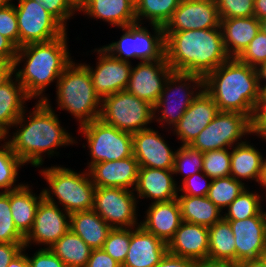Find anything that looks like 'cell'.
<instances>
[{
    "mask_svg": "<svg viewBox=\"0 0 266 267\" xmlns=\"http://www.w3.org/2000/svg\"><path fill=\"white\" fill-rule=\"evenodd\" d=\"M202 173L200 172L195 173L192 176L188 177L187 179L183 180L182 181L183 187H181L179 191H183L184 192L183 195H188V196H207L212 180L209 183H206L205 178L206 177L210 178V177H208L204 172ZM200 179L201 180L203 179L205 181L204 182L205 184L204 183L199 184L201 183Z\"/></svg>",
    "mask_w": 266,
    "mask_h": 267,
    "instance_id": "47",
    "label": "cell"
},
{
    "mask_svg": "<svg viewBox=\"0 0 266 267\" xmlns=\"http://www.w3.org/2000/svg\"><path fill=\"white\" fill-rule=\"evenodd\" d=\"M39 99L27 124L24 122V111L14 123L17 126L20 124L19 131L17 130L13 138L7 141L12 151L24 164L30 162L35 167L43 164L41 155L43 152L53 155V149L57 146L75 143L70 134L60 126L47 97H39ZM23 122L24 124L21 125Z\"/></svg>",
    "mask_w": 266,
    "mask_h": 267,
    "instance_id": "3",
    "label": "cell"
},
{
    "mask_svg": "<svg viewBox=\"0 0 266 267\" xmlns=\"http://www.w3.org/2000/svg\"><path fill=\"white\" fill-rule=\"evenodd\" d=\"M9 1L11 2V0H0V8L3 7Z\"/></svg>",
    "mask_w": 266,
    "mask_h": 267,
    "instance_id": "65",
    "label": "cell"
},
{
    "mask_svg": "<svg viewBox=\"0 0 266 267\" xmlns=\"http://www.w3.org/2000/svg\"><path fill=\"white\" fill-rule=\"evenodd\" d=\"M52 15L64 28L68 20L78 8L71 0H34ZM74 11V12H73Z\"/></svg>",
    "mask_w": 266,
    "mask_h": 267,
    "instance_id": "46",
    "label": "cell"
},
{
    "mask_svg": "<svg viewBox=\"0 0 266 267\" xmlns=\"http://www.w3.org/2000/svg\"><path fill=\"white\" fill-rule=\"evenodd\" d=\"M260 184L264 186L266 184V158L263 159L262 165V175L260 179Z\"/></svg>",
    "mask_w": 266,
    "mask_h": 267,
    "instance_id": "60",
    "label": "cell"
},
{
    "mask_svg": "<svg viewBox=\"0 0 266 267\" xmlns=\"http://www.w3.org/2000/svg\"><path fill=\"white\" fill-rule=\"evenodd\" d=\"M146 213V219L140 222V226L168 244L182 222L177 199L153 202Z\"/></svg>",
    "mask_w": 266,
    "mask_h": 267,
    "instance_id": "25",
    "label": "cell"
},
{
    "mask_svg": "<svg viewBox=\"0 0 266 267\" xmlns=\"http://www.w3.org/2000/svg\"><path fill=\"white\" fill-rule=\"evenodd\" d=\"M86 0H71V2L79 8Z\"/></svg>",
    "mask_w": 266,
    "mask_h": 267,
    "instance_id": "63",
    "label": "cell"
},
{
    "mask_svg": "<svg viewBox=\"0 0 266 267\" xmlns=\"http://www.w3.org/2000/svg\"><path fill=\"white\" fill-rule=\"evenodd\" d=\"M56 85L60 109L75 116L80 126L99 119L102 100L96 94L90 73L83 64L76 65L72 61Z\"/></svg>",
    "mask_w": 266,
    "mask_h": 267,
    "instance_id": "5",
    "label": "cell"
},
{
    "mask_svg": "<svg viewBox=\"0 0 266 267\" xmlns=\"http://www.w3.org/2000/svg\"><path fill=\"white\" fill-rule=\"evenodd\" d=\"M138 23L140 22L122 27V31H125V33L120 40L112 42L103 48L121 61L129 62L128 58L131 57L138 58L142 62L162 60L165 57L163 26L152 24L155 35L151 36L150 32Z\"/></svg>",
    "mask_w": 266,
    "mask_h": 267,
    "instance_id": "8",
    "label": "cell"
},
{
    "mask_svg": "<svg viewBox=\"0 0 266 267\" xmlns=\"http://www.w3.org/2000/svg\"><path fill=\"white\" fill-rule=\"evenodd\" d=\"M28 260L31 267H66L49 248L45 247L34 253L33 257H28Z\"/></svg>",
    "mask_w": 266,
    "mask_h": 267,
    "instance_id": "48",
    "label": "cell"
},
{
    "mask_svg": "<svg viewBox=\"0 0 266 267\" xmlns=\"http://www.w3.org/2000/svg\"><path fill=\"white\" fill-rule=\"evenodd\" d=\"M2 192H0V243H24V236L13 222L10 210V191Z\"/></svg>",
    "mask_w": 266,
    "mask_h": 267,
    "instance_id": "41",
    "label": "cell"
},
{
    "mask_svg": "<svg viewBox=\"0 0 266 267\" xmlns=\"http://www.w3.org/2000/svg\"><path fill=\"white\" fill-rule=\"evenodd\" d=\"M133 156L139 166L173 170L175 152L170 150L158 131L151 128L132 134Z\"/></svg>",
    "mask_w": 266,
    "mask_h": 267,
    "instance_id": "19",
    "label": "cell"
},
{
    "mask_svg": "<svg viewBox=\"0 0 266 267\" xmlns=\"http://www.w3.org/2000/svg\"><path fill=\"white\" fill-rule=\"evenodd\" d=\"M240 267H266V259L264 257L257 259H248L239 262Z\"/></svg>",
    "mask_w": 266,
    "mask_h": 267,
    "instance_id": "58",
    "label": "cell"
},
{
    "mask_svg": "<svg viewBox=\"0 0 266 267\" xmlns=\"http://www.w3.org/2000/svg\"><path fill=\"white\" fill-rule=\"evenodd\" d=\"M173 170L139 167L136 186L138 198H153L154 202H167L177 198L175 181L171 176Z\"/></svg>",
    "mask_w": 266,
    "mask_h": 267,
    "instance_id": "24",
    "label": "cell"
},
{
    "mask_svg": "<svg viewBox=\"0 0 266 267\" xmlns=\"http://www.w3.org/2000/svg\"><path fill=\"white\" fill-rule=\"evenodd\" d=\"M66 32L57 39L43 43H32L17 49L15 69L26 60L25 68L15 74L25 93L34 98L43 96L45 88L58 80L65 68L72 62L67 50ZM26 57V58H25Z\"/></svg>",
    "mask_w": 266,
    "mask_h": 267,
    "instance_id": "4",
    "label": "cell"
},
{
    "mask_svg": "<svg viewBox=\"0 0 266 267\" xmlns=\"http://www.w3.org/2000/svg\"><path fill=\"white\" fill-rule=\"evenodd\" d=\"M90 149L91 165L133 156L132 133L118 130L100 119L80 126Z\"/></svg>",
    "mask_w": 266,
    "mask_h": 267,
    "instance_id": "9",
    "label": "cell"
},
{
    "mask_svg": "<svg viewBox=\"0 0 266 267\" xmlns=\"http://www.w3.org/2000/svg\"><path fill=\"white\" fill-rule=\"evenodd\" d=\"M256 72H257V78H258V86H259L260 91L262 93L266 89V84L263 86L260 84L261 79L266 81V62L259 64L256 67Z\"/></svg>",
    "mask_w": 266,
    "mask_h": 267,
    "instance_id": "59",
    "label": "cell"
},
{
    "mask_svg": "<svg viewBox=\"0 0 266 267\" xmlns=\"http://www.w3.org/2000/svg\"><path fill=\"white\" fill-rule=\"evenodd\" d=\"M177 201L184 222L211 227L223 216L219 209L207 196L178 195ZM221 216V217H220Z\"/></svg>",
    "mask_w": 266,
    "mask_h": 267,
    "instance_id": "30",
    "label": "cell"
},
{
    "mask_svg": "<svg viewBox=\"0 0 266 267\" xmlns=\"http://www.w3.org/2000/svg\"><path fill=\"white\" fill-rule=\"evenodd\" d=\"M220 19L254 16V0H215Z\"/></svg>",
    "mask_w": 266,
    "mask_h": 267,
    "instance_id": "43",
    "label": "cell"
},
{
    "mask_svg": "<svg viewBox=\"0 0 266 267\" xmlns=\"http://www.w3.org/2000/svg\"><path fill=\"white\" fill-rule=\"evenodd\" d=\"M183 81L184 83H182ZM186 81L190 83L191 82L194 83L193 84L194 88L196 84L197 88L195 89L204 88V78L202 76L197 75V74H190V73L172 72L166 80V83L164 85L163 91L161 92L159 100L153 106L154 107V118H155V111H157V109L159 110V108L164 107L161 110L162 116L156 119L157 121L159 122L165 121L170 126L171 125L175 126L179 122L181 117L184 115L188 107L191 105L192 101L198 96L197 93L194 95V92L191 90L187 91V89L189 90L191 86H189L188 83L186 84L185 83ZM177 82L182 83V84L180 85L178 84V87L176 85L174 87L175 90H173L171 85H175V83ZM171 90L173 91L171 92ZM175 95H178V96H175ZM172 97L173 98L176 97V98L172 99Z\"/></svg>",
    "mask_w": 266,
    "mask_h": 267,
    "instance_id": "13",
    "label": "cell"
},
{
    "mask_svg": "<svg viewBox=\"0 0 266 267\" xmlns=\"http://www.w3.org/2000/svg\"><path fill=\"white\" fill-rule=\"evenodd\" d=\"M17 49L9 39L0 34V58L3 61L14 63Z\"/></svg>",
    "mask_w": 266,
    "mask_h": 267,
    "instance_id": "52",
    "label": "cell"
},
{
    "mask_svg": "<svg viewBox=\"0 0 266 267\" xmlns=\"http://www.w3.org/2000/svg\"><path fill=\"white\" fill-rule=\"evenodd\" d=\"M153 118V105L126 90L102 99L99 119L118 130L133 134L148 129L146 125Z\"/></svg>",
    "mask_w": 266,
    "mask_h": 267,
    "instance_id": "7",
    "label": "cell"
},
{
    "mask_svg": "<svg viewBox=\"0 0 266 267\" xmlns=\"http://www.w3.org/2000/svg\"><path fill=\"white\" fill-rule=\"evenodd\" d=\"M79 10L121 28L137 22L133 0H86Z\"/></svg>",
    "mask_w": 266,
    "mask_h": 267,
    "instance_id": "27",
    "label": "cell"
},
{
    "mask_svg": "<svg viewBox=\"0 0 266 267\" xmlns=\"http://www.w3.org/2000/svg\"><path fill=\"white\" fill-rule=\"evenodd\" d=\"M198 267H240L239 262L234 260H222L207 258L198 262Z\"/></svg>",
    "mask_w": 266,
    "mask_h": 267,
    "instance_id": "54",
    "label": "cell"
},
{
    "mask_svg": "<svg viewBox=\"0 0 266 267\" xmlns=\"http://www.w3.org/2000/svg\"><path fill=\"white\" fill-rule=\"evenodd\" d=\"M43 198L37 208L32 228L24 237V247L29 246L33 240L34 243H44L50 248L70 229L71 214H64L54 202L53 196Z\"/></svg>",
    "mask_w": 266,
    "mask_h": 267,
    "instance_id": "14",
    "label": "cell"
},
{
    "mask_svg": "<svg viewBox=\"0 0 266 267\" xmlns=\"http://www.w3.org/2000/svg\"><path fill=\"white\" fill-rule=\"evenodd\" d=\"M130 244V229L112 228L102 249L123 266Z\"/></svg>",
    "mask_w": 266,
    "mask_h": 267,
    "instance_id": "42",
    "label": "cell"
},
{
    "mask_svg": "<svg viewBox=\"0 0 266 267\" xmlns=\"http://www.w3.org/2000/svg\"><path fill=\"white\" fill-rule=\"evenodd\" d=\"M237 59L255 68L266 62V34L260 30Z\"/></svg>",
    "mask_w": 266,
    "mask_h": 267,
    "instance_id": "44",
    "label": "cell"
},
{
    "mask_svg": "<svg viewBox=\"0 0 266 267\" xmlns=\"http://www.w3.org/2000/svg\"><path fill=\"white\" fill-rule=\"evenodd\" d=\"M235 145L231 152L230 176L237 181H241L239 178H245L260 182L263 165L261 153L246 141Z\"/></svg>",
    "mask_w": 266,
    "mask_h": 267,
    "instance_id": "32",
    "label": "cell"
},
{
    "mask_svg": "<svg viewBox=\"0 0 266 267\" xmlns=\"http://www.w3.org/2000/svg\"><path fill=\"white\" fill-rule=\"evenodd\" d=\"M167 248L172 255L201 262L208 258L209 228L182 221Z\"/></svg>",
    "mask_w": 266,
    "mask_h": 267,
    "instance_id": "21",
    "label": "cell"
},
{
    "mask_svg": "<svg viewBox=\"0 0 266 267\" xmlns=\"http://www.w3.org/2000/svg\"><path fill=\"white\" fill-rule=\"evenodd\" d=\"M24 247V243H0V267H8L12 259L17 256Z\"/></svg>",
    "mask_w": 266,
    "mask_h": 267,
    "instance_id": "50",
    "label": "cell"
},
{
    "mask_svg": "<svg viewBox=\"0 0 266 267\" xmlns=\"http://www.w3.org/2000/svg\"><path fill=\"white\" fill-rule=\"evenodd\" d=\"M227 149L211 150L203 153L202 172L211 180L230 176L231 152Z\"/></svg>",
    "mask_w": 266,
    "mask_h": 267,
    "instance_id": "39",
    "label": "cell"
},
{
    "mask_svg": "<svg viewBox=\"0 0 266 267\" xmlns=\"http://www.w3.org/2000/svg\"><path fill=\"white\" fill-rule=\"evenodd\" d=\"M0 149V189L4 192L20 188L23 184L14 186L17 178L18 167L24 165L21 159L12 151L5 142ZM14 186V187H13Z\"/></svg>",
    "mask_w": 266,
    "mask_h": 267,
    "instance_id": "38",
    "label": "cell"
},
{
    "mask_svg": "<svg viewBox=\"0 0 266 267\" xmlns=\"http://www.w3.org/2000/svg\"><path fill=\"white\" fill-rule=\"evenodd\" d=\"M181 0H136V21L149 19L151 24L165 26L178 8ZM141 16V17H140Z\"/></svg>",
    "mask_w": 266,
    "mask_h": 267,
    "instance_id": "35",
    "label": "cell"
},
{
    "mask_svg": "<svg viewBox=\"0 0 266 267\" xmlns=\"http://www.w3.org/2000/svg\"><path fill=\"white\" fill-rule=\"evenodd\" d=\"M134 190L96 187L93 210L112 228H133L136 224Z\"/></svg>",
    "mask_w": 266,
    "mask_h": 267,
    "instance_id": "12",
    "label": "cell"
},
{
    "mask_svg": "<svg viewBox=\"0 0 266 267\" xmlns=\"http://www.w3.org/2000/svg\"><path fill=\"white\" fill-rule=\"evenodd\" d=\"M203 153L191 146H181L175 151L173 173H184L183 180L195 173L202 172Z\"/></svg>",
    "mask_w": 266,
    "mask_h": 267,
    "instance_id": "40",
    "label": "cell"
},
{
    "mask_svg": "<svg viewBox=\"0 0 266 267\" xmlns=\"http://www.w3.org/2000/svg\"><path fill=\"white\" fill-rule=\"evenodd\" d=\"M254 16L258 20L266 17V0H254Z\"/></svg>",
    "mask_w": 266,
    "mask_h": 267,
    "instance_id": "57",
    "label": "cell"
},
{
    "mask_svg": "<svg viewBox=\"0 0 266 267\" xmlns=\"http://www.w3.org/2000/svg\"><path fill=\"white\" fill-rule=\"evenodd\" d=\"M70 229L93 250L102 249L112 227L92 209L71 213Z\"/></svg>",
    "mask_w": 266,
    "mask_h": 267,
    "instance_id": "28",
    "label": "cell"
},
{
    "mask_svg": "<svg viewBox=\"0 0 266 267\" xmlns=\"http://www.w3.org/2000/svg\"><path fill=\"white\" fill-rule=\"evenodd\" d=\"M215 0H181L164 32L221 28Z\"/></svg>",
    "mask_w": 266,
    "mask_h": 267,
    "instance_id": "15",
    "label": "cell"
},
{
    "mask_svg": "<svg viewBox=\"0 0 266 267\" xmlns=\"http://www.w3.org/2000/svg\"><path fill=\"white\" fill-rule=\"evenodd\" d=\"M97 52L99 60L96 69L83 65L88 69L95 92L102 100L104 97L126 89L132 67L130 62L113 57L103 47L97 49Z\"/></svg>",
    "mask_w": 266,
    "mask_h": 267,
    "instance_id": "17",
    "label": "cell"
},
{
    "mask_svg": "<svg viewBox=\"0 0 266 267\" xmlns=\"http://www.w3.org/2000/svg\"><path fill=\"white\" fill-rule=\"evenodd\" d=\"M0 34L19 48L18 21L13 3L7 2L0 8Z\"/></svg>",
    "mask_w": 266,
    "mask_h": 267,
    "instance_id": "45",
    "label": "cell"
},
{
    "mask_svg": "<svg viewBox=\"0 0 266 267\" xmlns=\"http://www.w3.org/2000/svg\"><path fill=\"white\" fill-rule=\"evenodd\" d=\"M221 112H238L254 122L261 103L256 68L230 58L204 77L203 88Z\"/></svg>",
    "mask_w": 266,
    "mask_h": 267,
    "instance_id": "2",
    "label": "cell"
},
{
    "mask_svg": "<svg viewBox=\"0 0 266 267\" xmlns=\"http://www.w3.org/2000/svg\"><path fill=\"white\" fill-rule=\"evenodd\" d=\"M260 30L266 34V17L259 20Z\"/></svg>",
    "mask_w": 266,
    "mask_h": 267,
    "instance_id": "61",
    "label": "cell"
},
{
    "mask_svg": "<svg viewBox=\"0 0 266 267\" xmlns=\"http://www.w3.org/2000/svg\"><path fill=\"white\" fill-rule=\"evenodd\" d=\"M139 163L134 156L116 161L99 162L91 165L89 177L95 187H118L129 189L136 186Z\"/></svg>",
    "mask_w": 266,
    "mask_h": 267,
    "instance_id": "22",
    "label": "cell"
},
{
    "mask_svg": "<svg viewBox=\"0 0 266 267\" xmlns=\"http://www.w3.org/2000/svg\"><path fill=\"white\" fill-rule=\"evenodd\" d=\"M208 258L236 261L235 238L229 221L224 218L209 227Z\"/></svg>",
    "mask_w": 266,
    "mask_h": 267,
    "instance_id": "34",
    "label": "cell"
},
{
    "mask_svg": "<svg viewBox=\"0 0 266 267\" xmlns=\"http://www.w3.org/2000/svg\"><path fill=\"white\" fill-rule=\"evenodd\" d=\"M24 248L25 247H23V250L12 259L8 267H31L28 256L22 253L24 251Z\"/></svg>",
    "mask_w": 266,
    "mask_h": 267,
    "instance_id": "56",
    "label": "cell"
},
{
    "mask_svg": "<svg viewBox=\"0 0 266 267\" xmlns=\"http://www.w3.org/2000/svg\"><path fill=\"white\" fill-rule=\"evenodd\" d=\"M13 80L11 78L0 87V129L6 136L9 132L8 128L14 126V123L24 112V102L31 99L17 78L14 82Z\"/></svg>",
    "mask_w": 266,
    "mask_h": 267,
    "instance_id": "31",
    "label": "cell"
},
{
    "mask_svg": "<svg viewBox=\"0 0 266 267\" xmlns=\"http://www.w3.org/2000/svg\"><path fill=\"white\" fill-rule=\"evenodd\" d=\"M16 71L14 63L3 61L0 64V87L7 83Z\"/></svg>",
    "mask_w": 266,
    "mask_h": 267,
    "instance_id": "55",
    "label": "cell"
},
{
    "mask_svg": "<svg viewBox=\"0 0 266 267\" xmlns=\"http://www.w3.org/2000/svg\"><path fill=\"white\" fill-rule=\"evenodd\" d=\"M242 181L232 176L213 179L207 197L219 208H227L245 189Z\"/></svg>",
    "mask_w": 266,
    "mask_h": 267,
    "instance_id": "36",
    "label": "cell"
},
{
    "mask_svg": "<svg viewBox=\"0 0 266 267\" xmlns=\"http://www.w3.org/2000/svg\"><path fill=\"white\" fill-rule=\"evenodd\" d=\"M173 72L166 57L162 60L139 62L131 69L126 91L155 105L160 98L167 78Z\"/></svg>",
    "mask_w": 266,
    "mask_h": 267,
    "instance_id": "16",
    "label": "cell"
},
{
    "mask_svg": "<svg viewBox=\"0 0 266 267\" xmlns=\"http://www.w3.org/2000/svg\"><path fill=\"white\" fill-rule=\"evenodd\" d=\"M260 106H266V89L261 93Z\"/></svg>",
    "mask_w": 266,
    "mask_h": 267,
    "instance_id": "62",
    "label": "cell"
},
{
    "mask_svg": "<svg viewBox=\"0 0 266 267\" xmlns=\"http://www.w3.org/2000/svg\"><path fill=\"white\" fill-rule=\"evenodd\" d=\"M43 192L39 196L31 193L29 186L22 185L10 191V210L17 230L25 237L32 228L39 203L43 200Z\"/></svg>",
    "mask_w": 266,
    "mask_h": 267,
    "instance_id": "29",
    "label": "cell"
},
{
    "mask_svg": "<svg viewBox=\"0 0 266 267\" xmlns=\"http://www.w3.org/2000/svg\"><path fill=\"white\" fill-rule=\"evenodd\" d=\"M246 133H255L254 121L249 116L238 112L219 111L190 146L202 153L227 146L232 148Z\"/></svg>",
    "mask_w": 266,
    "mask_h": 267,
    "instance_id": "10",
    "label": "cell"
},
{
    "mask_svg": "<svg viewBox=\"0 0 266 267\" xmlns=\"http://www.w3.org/2000/svg\"><path fill=\"white\" fill-rule=\"evenodd\" d=\"M41 173L50 186L42 190L43 197H51L53 192L65 212L70 214L93 209L96 187L88 177V170L87 173L78 174L69 168L54 166L43 169Z\"/></svg>",
    "mask_w": 266,
    "mask_h": 267,
    "instance_id": "6",
    "label": "cell"
},
{
    "mask_svg": "<svg viewBox=\"0 0 266 267\" xmlns=\"http://www.w3.org/2000/svg\"><path fill=\"white\" fill-rule=\"evenodd\" d=\"M197 93L198 96L192 101L179 122L173 126L183 146H190L219 112L218 106L204 89H200Z\"/></svg>",
    "mask_w": 266,
    "mask_h": 267,
    "instance_id": "20",
    "label": "cell"
},
{
    "mask_svg": "<svg viewBox=\"0 0 266 267\" xmlns=\"http://www.w3.org/2000/svg\"><path fill=\"white\" fill-rule=\"evenodd\" d=\"M155 267H198V263L196 261L184 257H178L167 252Z\"/></svg>",
    "mask_w": 266,
    "mask_h": 267,
    "instance_id": "51",
    "label": "cell"
},
{
    "mask_svg": "<svg viewBox=\"0 0 266 267\" xmlns=\"http://www.w3.org/2000/svg\"><path fill=\"white\" fill-rule=\"evenodd\" d=\"M134 228H130L129 249L122 267H155L168 252L167 243L140 225Z\"/></svg>",
    "mask_w": 266,
    "mask_h": 267,
    "instance_id": "23",
    "label": "cell"
},
{
    "mask_svg": "<svg viewBox=\"0 0 266 267\" xmlns=\"http://www.w3.org/2000/svg\"><path fill=\"white\" fill-rule=\"evenodd\" d=\"M164 36L165 57L173 72L204 78L230 59L221 28L164 32Z\"/></svg>",
    "mask_w": 266,
    "mask_h": 267,
    "instance_id": "1",
    "label": "cell"
},
{
    "mask_svg": "<svg viewBox=\"0 0 266 267\" xmlns=\"http://www.w3.org/2000/svg\"><path fill=\"white\" fill-rule=\"evenodd\" d=\"M86 267H122L103 249H93Z\"/></svg>",
    "mask_w": 266,
    "mask_h": 267,
    "instance_id": "49",
    "label": "cell"
},
{
    "mask_svg": "<svg viewBox=\"0 0 266 267\" xmlns=\"http://www.w3.org/2000/svg\"><path fill=\"white\" fill-rule=\"evenodd\" d=\"M260 195L249 192L246 188L227 207L225 220H243L262 212Z\"/></svg>",
    "mask_w": 266,
    "mask_h": 267,
    "instance_id": "37",
    "label": "cell"
},
{
    "mask_svg": "<svg viewBox=\"0 0 266 267\" xmlns=\"http://www.w3.org/2000/svg\"><path fill=\"white\" fill-rule=\"evenodd\" d=\"M229 221L236 246V261L263 257L266 252V219L263 211L254 217Z\"/></svg>",
    "mask_w": 266,
    "mask_h": 267,
    "instance_id": "18",
    "label": "cell"
},
{
    "mask_svg": "<svg viewBox=\"0 0 266 267\" xmlns=\"http://www.w3.org/2000/svg\"><path fill=\"white\" fill-rule=\"evenodd\" d=\"M254 124L255 133L266 141V106H259Z\"/></svg>",
    "mask_w": 266,
    "mask_h": 267,
    "instance_id": "53",
    "label": "cell"
},
{
    "mask_svg": "<svg viewBox=\"0 0 266 267\" xmlns=\"http://www.w3.org/2000/svg\"><path fill=\"white\" fill-rule=\"evenodd\" d=\"M6 137V134L0 129V141L4 140Z\"/></svg>",
    "mask_w": 266,
    "mask_h": 267,
    "instance_id": "64",
    "label": "cell"
},
{
    "mask_svg": "<svg viewBox=\"0 0 266 267\" xmlns=\"http://www.w3.org/2000/svg\"><path fill=\"white\" fill-rule=\"evenodd\" d=\"M18 2L19 5L14 7L18 21L19 48L32 43L49 42L66 32V28L34 0Z\"/></svg>",
    "mask_w": 266,
    "mask_h": 267,
    "instance_id": "11",
    "label": "cell"
},
{
    "mask_svg": "<svg viewBox=\"0 0 266 267\" xmlns=\"http://www.w3.org/2000/svg\"><path fill=\"white\" fill-rule=\"evenodd\" d=\"M66 267H86L92 249L69 229L49 248Z\"/></svg>",
    "mask_w": 266,
    "mask_h": 267,
    "instance_id": "33",
    "label": "cell"
},
{
    "mask_svg": "<svg viewBox=\"0 0 266 267\" xmlns=\"http://www.w3.org/2000/svg\"><path fill=\"white\" fill-rule=\"evenodd\" d=\"M220 27L230 58H237L260 31L259 20L255 16L221 19Z\"/></svg>",
    "mask_w": 266,
    "mask_h": 267,
    "instance_id": "26",
    "label": "cell"
}]
</instances>
